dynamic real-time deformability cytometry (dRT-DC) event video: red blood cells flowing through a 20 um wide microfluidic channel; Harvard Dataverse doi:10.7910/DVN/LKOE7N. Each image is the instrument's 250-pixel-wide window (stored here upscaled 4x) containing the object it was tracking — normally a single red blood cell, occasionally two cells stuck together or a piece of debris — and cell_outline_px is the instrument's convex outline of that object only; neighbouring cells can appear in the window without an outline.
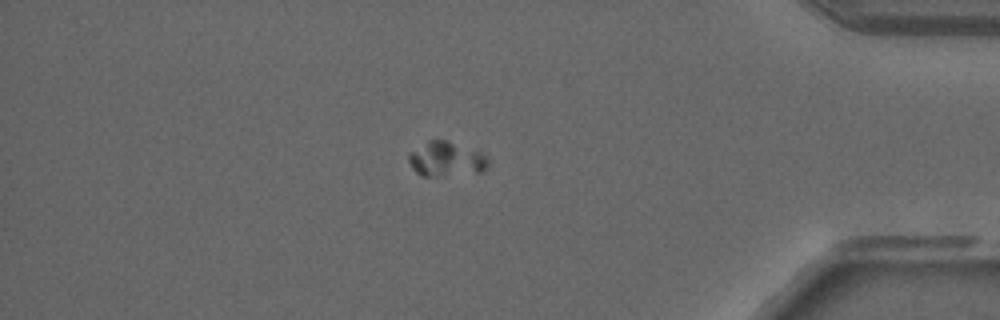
{"species": "common noctule bat (a hibernating species)", "species_latin": "Nyctalus noctula", "temperature_condition": "room temperature", "stored_images_in_passage": 31, "camera_frame_rate_fps": 3000, "um_per_image_px": 0.085, "animal": {"sex": "male", "forearm_length_mm": 52.5}, "frame": {"image": 1, "passage_image": 28, "time_ms": 9.0, "image_size_px": [1000, 320], "cell_outline_px": [[488, 168], [480, 172], [436, 176], [420, 176], [412, 168], [408, 160], [408, 152], [428, 140], [444, 140], [480, 152], [488, 160]], "centroid_in_image_um": [37.87, 13.54], "position_along_channel_um": 397.3, "area_um2": 15.9}}